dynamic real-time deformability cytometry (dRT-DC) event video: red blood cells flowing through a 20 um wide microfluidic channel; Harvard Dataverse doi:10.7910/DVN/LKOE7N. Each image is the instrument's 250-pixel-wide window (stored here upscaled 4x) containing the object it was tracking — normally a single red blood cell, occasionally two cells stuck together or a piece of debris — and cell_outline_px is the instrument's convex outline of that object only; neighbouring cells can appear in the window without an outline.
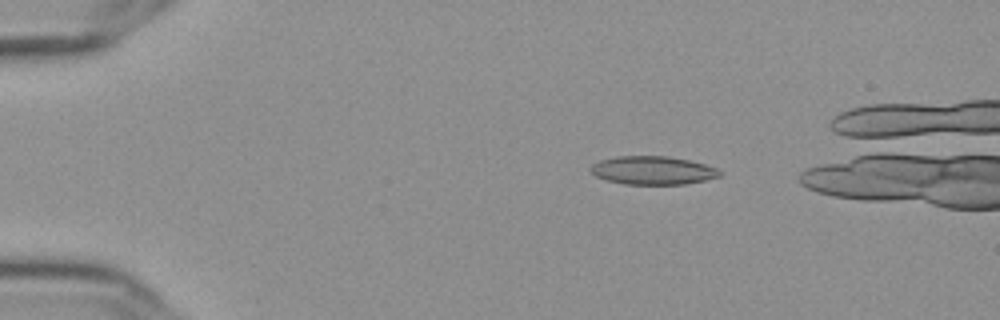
{"species": "Egyptian fruit bat (a non-hibernating species)", "species_latin": "Rousettus aegyptiacus", "temperature_condition": "cold", "stored_images_in_passage": 51, "camera_frame_rate_fps": 3000, "um_per_image_px": 0.085, "frame": {"image": 1, "passage_image": 10, "time_ms": 3.0, "image_size_px": [1000, 320], "cell_outline_px": [[720, 176], [704, 180], [684, 184], [624, 184], [608, 180], [596, 176], [588, 168], [592, 164], [600, 160], [616, 156], [668, 156], [688, 160], [704, 164], [716, 168], [720, 172]], "centroid_in_image_um": [55.45, 14.47], "position_along_channel_um": 29.6, "area_um2": 21.15}}
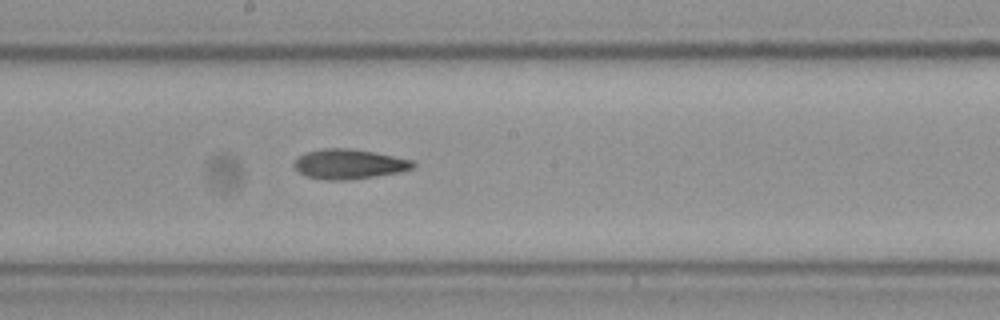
{"frame": {"image": 2, "passage_image": 31, "time_ms": 10.0, "image_size_px": [1000, 320], "cell_outline_px": [[416, 164], [412, 168], [400, 172], [344, 180], [324, 180], [308, 176], [300, 172], [292, 164], [300, 156], [308, 152], [324, 148], [352, 148], [412, 160]], "centroid_in_image_um": [29.66, 13.94], "position_along_channel_um": 218.5, "area_um2": 20.23}}
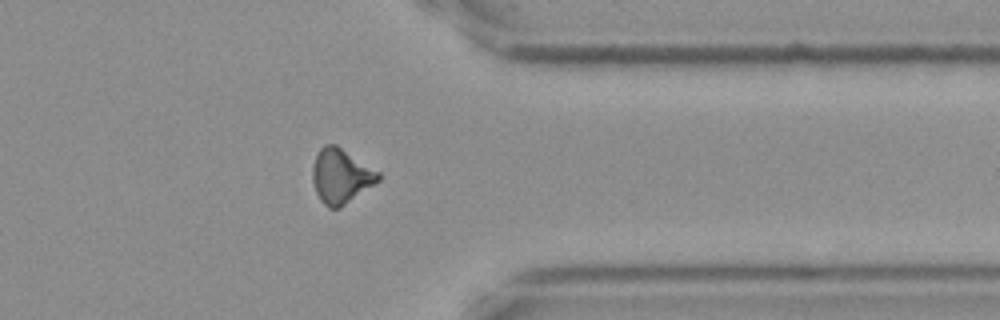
{"frame": {"image": 3, "passage_image": 45, "time_ms": 14.667, "image_size_px": [1000, 320], "cell_outline_px": [[380, 180], [340, 208], [328, 208], [320, 200], [316, 192], [312, 180], [312, 168], [316, 156], [320, 148], [324, 144], [336, 144], [380, 172]], "centroid_in_image_um": [28.97, 14.96], "position_along_channel_um": 382.4, "area_um2": 20.92}}